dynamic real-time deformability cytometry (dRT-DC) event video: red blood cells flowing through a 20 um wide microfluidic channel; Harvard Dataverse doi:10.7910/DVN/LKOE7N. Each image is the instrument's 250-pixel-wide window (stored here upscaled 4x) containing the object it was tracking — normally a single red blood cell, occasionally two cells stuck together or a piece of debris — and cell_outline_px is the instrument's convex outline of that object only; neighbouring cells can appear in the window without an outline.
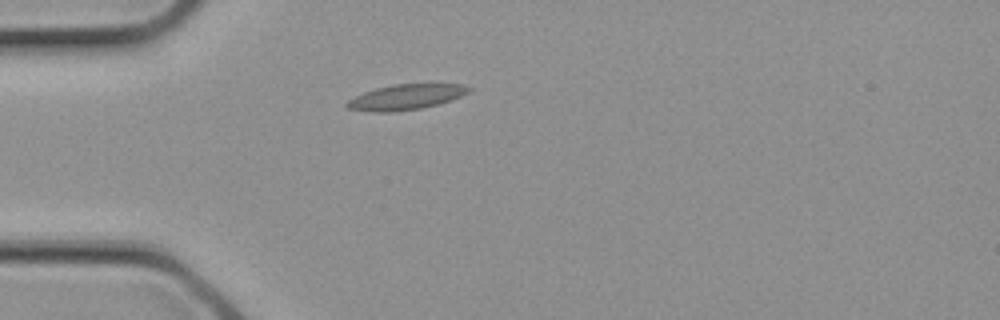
{"species": "common noctule bat (a hibernating species)", "species_latin": "Nyctalus noctula", "temperature_condition": "cold", "stored_images_in_passage": 3, "camera_frame_rate_fps": 3000, "um_per_image_px": 0.085, "animal": {"sex": "female", "body_mass_g": 21.9}, "frame": {"image": 1, "passage_image": 3, "time_ms": 0.667, "image_size_px": [1000, 320], "cell_outline_px": [[472, 88], [468, 92], [460, 96], [436, 104], [420, 108], [392, 112], [368, 112], [348, 108], [344, 104], [348, 100], [364, 92], [376, 88], [392, 84], [460, 84]], "centroid_in_image_um": [34.43, 8.25], "position_along_channel_um": 50.6, "area_um2": 17.74}}